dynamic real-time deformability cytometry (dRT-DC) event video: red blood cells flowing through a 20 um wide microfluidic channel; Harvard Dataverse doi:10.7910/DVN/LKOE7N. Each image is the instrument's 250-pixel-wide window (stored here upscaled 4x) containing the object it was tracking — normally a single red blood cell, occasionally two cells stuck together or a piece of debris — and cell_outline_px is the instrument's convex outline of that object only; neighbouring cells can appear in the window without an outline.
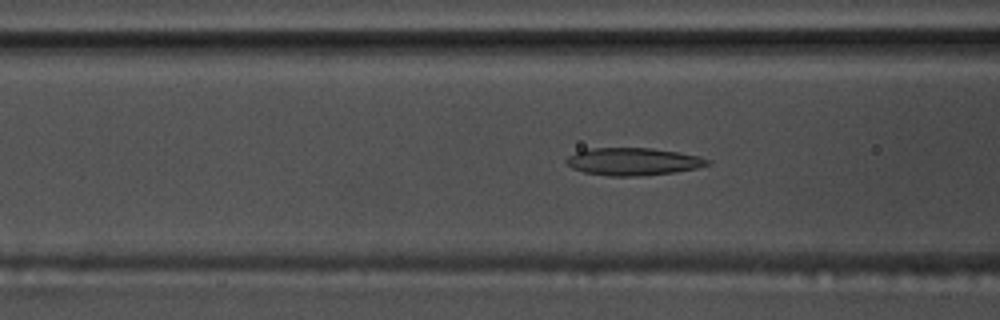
{"species": "common noctule bat (a hibernating species)", "species_latin": "Nyctalus noctula", "temperature_condition": "warm", "stored_images_in_passage": 56, "camera_frame_rate_fps": 3000, "um_per_image_px": 0.085, "animal": {"sex": "male", "body_mass_g": 17.5, "forearm_length_mm": 52.3}, "frame": {"image": 1, "passage_image": 22, "time_ms": 7.0, "image_size_px": [1000, 320], "cell_outline_px": [[712, 164], [696, 168], [672, 172], [636, 176], [608, 176], [584, 172], [572, 168], [564, 160], [568, 156], [576, 152], [592, 148], [652, 148], [700, 156], [712, 160]], "centroid_in_image_um": [53.83, 13.73], "position_along_channel_um": 112.8, "area_um2": 22.54}}
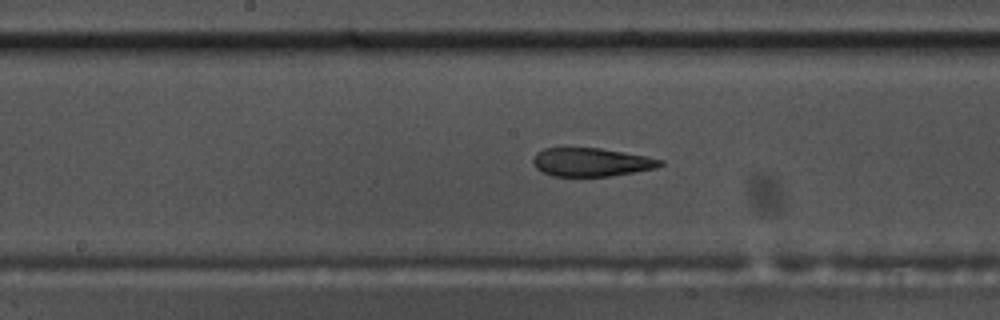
{"frame": {"image": 2, "passage_image": 29, "time_ms": 9.333, "image_size_px": [1000, 320], "cell_outline_px": [[664, 164], [656, 168], [608, 176], [552, 176], [536, 168], [532, 160], [536, 152], [544, 148], [600, 148], [644, 156], [664, 160]], "centroid_in_image_um": [50.24, 13.78], "position_along_channel_um": 198.0, "area_um2": 20.87}}
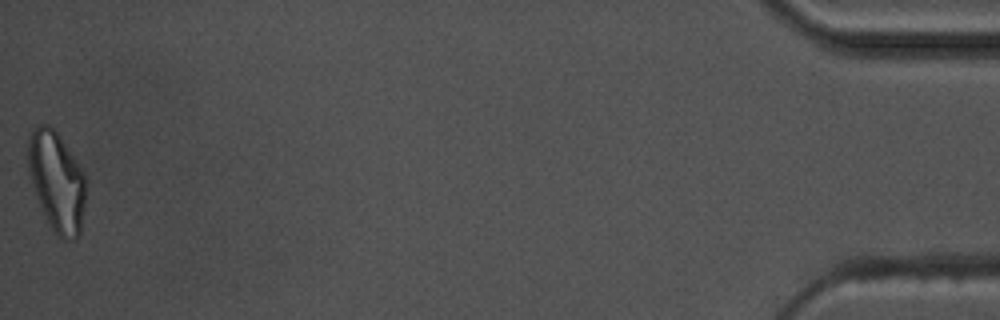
{"frame": {"image": 3, "passage_image": 56, "time_ms": 18.333, "image_size_px": [1000, 320], "cell_outline_px": [[84, 204], [80, 232], [76, 240], [64, 240], [56, 236], [36, 196], [32, 184], [28, 168], [28, 140], [32, 132], [40, 124], [48, 124], [60, 136], [84, 172]], "centroid_in_image_um": [4.82, 15.43], "position_along_channel_um": 430.4, "area_um2": 33.0}, "authors_computed_cell_mechanics": {"area_um2": 23.2934, "velocity_mm_per_s": 3.6595, "shape_relaxation_time_tau1_ms": null, "shape_relaxation_time_tau2_ms": 2.6279, "deformation_change_tau1": null, "deformation_change_tau2": 0.1201}}